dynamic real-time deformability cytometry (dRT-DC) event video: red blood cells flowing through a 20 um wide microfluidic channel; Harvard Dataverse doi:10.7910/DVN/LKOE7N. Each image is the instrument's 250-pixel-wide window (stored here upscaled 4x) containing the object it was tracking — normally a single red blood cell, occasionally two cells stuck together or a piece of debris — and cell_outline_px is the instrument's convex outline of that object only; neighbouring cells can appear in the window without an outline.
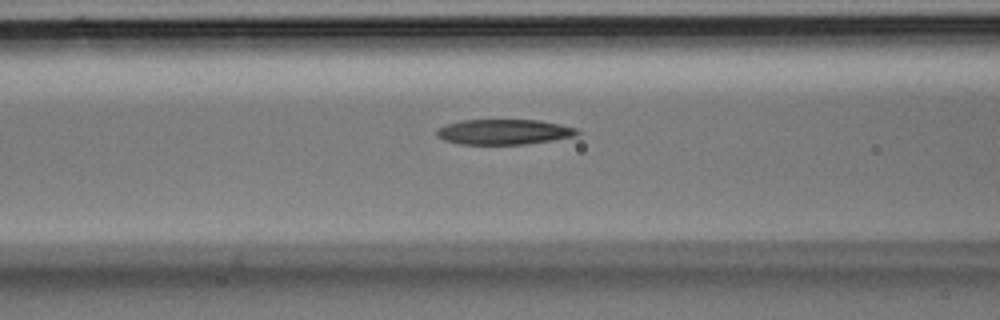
{"species": "Egyptian fruit bat (a non-hibernating species)", "species_latin": "Rousettus aegyptiacus", "temperature_condition": "room temperature", "stored_images_in_passage": 24, "camera_frame_rate_fps": 3000, "um_per_image_px": 0.085, "animal": {"sex": "male"}, "frame": {"image": 1, "passage_image": 9, "time_ms": 2.667, "image_size_px": [1000, 320], "cell_outline_px": [[580, 132], [576, 136], [528, 144], [460, 144], [444, 140], [436, 136], [436, 128], [444, 124], [460, 120], [540, 120], [560, 124], [576, 128]], "centroid_in_image_um": [42.8, 11.2], "position_along_channel_um": 123.8, "area_um2": 20.87}}
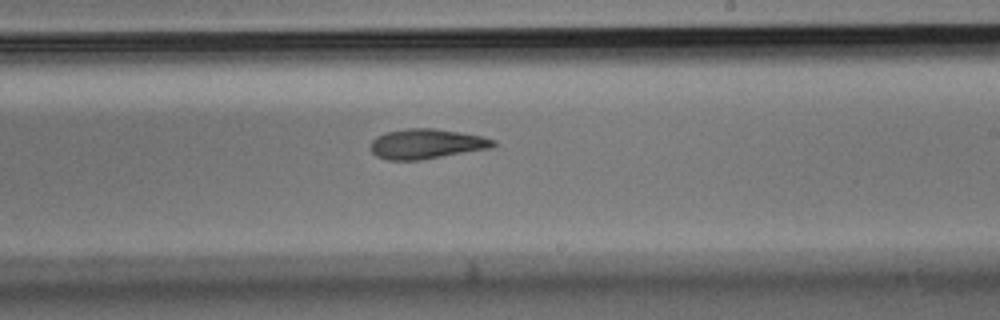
{"frame": {"image": 2, "passage_image": 16, "time_ms": 5.0, "image_size_px": [1000, 320], "cell_outline_px": [[496, 144], [492, 148], [420, 160], [388, 160], [376, 156], [368, 148], [372, 140], [376, 136], [384, 132], [408, 128], [432, 128], [484, 136], [496, 140]], "centroid_in_image_um": [36.23, 12.23], "position_along_channel_um": 252.8, "area_um2": 21.62}}
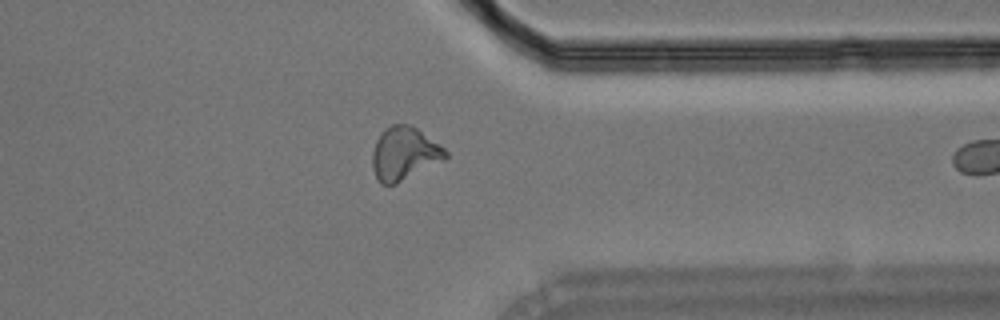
{"frame": {"image": 3, "passage_image": 23, "time_ms": 7.333, "image_size_px": [1000, 320], "cell_outline_px": [[448, 156], [444, 160], [396, 184], [380, 184], [376, 180], [372, 168], [372, 152], [376, 140], [384, 128], [392, 124], [408, 124], [416, 128], [444, 148], [448, 152]], "centroid_in_image_um": [34.33, 13.07], "position_along_channel_um": 377.1, "area_um2": 22.66}}